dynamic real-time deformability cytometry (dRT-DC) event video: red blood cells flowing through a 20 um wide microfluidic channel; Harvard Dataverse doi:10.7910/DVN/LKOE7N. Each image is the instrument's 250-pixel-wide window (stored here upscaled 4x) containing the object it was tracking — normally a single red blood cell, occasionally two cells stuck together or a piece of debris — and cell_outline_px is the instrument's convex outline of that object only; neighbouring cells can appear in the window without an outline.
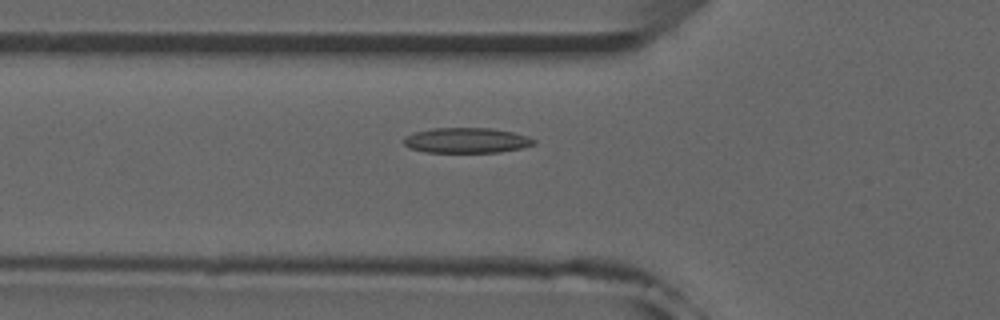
{"species": "common noctule bat (a hibernating species)", "species_latin": "Nyctalus noctula", "temperature_condition": "room temperature", "stored_images_in_passage": 33, "camera_frame_rate_fps": 3000, "um_per_image_px": 0.085, "animal": {"sex": "male", "forearm_length_mm": 52.5}, "frame": {"image": 1, "passage_image": 4, "time_ms": 1.0, "image_size_px": [1000, 320], "cell_outline_px": [[536, 144], [520, 148], [500, 152], [424, 152], [408, 148], [404, 144], [404, 136], [412, 132], [432, 128], [492, 128], [512, 132], [528, 136], [536, 140]], "centroid_in_image_um": [39.62, 11.93], "position_along_channel_um": 86.2, "area_um2": 19.31}}
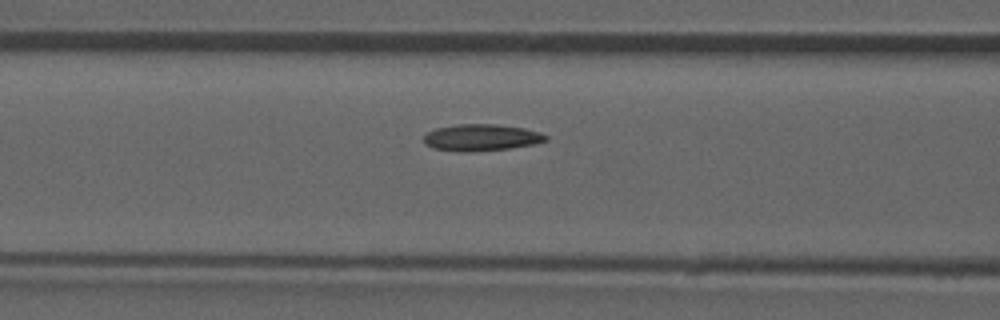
{"frame": {"image": 2, "passage_image": 7, "time_ms": 2.0, "image_size_px": [1000, 320], "cell_outline_px": [[548, 140], [536, 144], [508, 148], [468, 152], [460, 152], [432, 148], [424, 144], [424, 136], [428, 132], [436, 128], [460, 124], [496, 124], [524, 128], [540, 132], [548, 136]], "centroid_in_image_um": [40.92, 11.69], "position_along_channel_um": 125.7, "area_um2": 19.02}, "authors_computed_cell_mechanics": {"area_um2": 17.8024, "velocity_mm_per_s": 3.9134, "shape_relaxation_time_tau1_ms": null, "shape_relaxation_time_tau2_ms": 3.8228, "deformation_change_tau1": null, "deformation_change_tau2": 0.1051}}